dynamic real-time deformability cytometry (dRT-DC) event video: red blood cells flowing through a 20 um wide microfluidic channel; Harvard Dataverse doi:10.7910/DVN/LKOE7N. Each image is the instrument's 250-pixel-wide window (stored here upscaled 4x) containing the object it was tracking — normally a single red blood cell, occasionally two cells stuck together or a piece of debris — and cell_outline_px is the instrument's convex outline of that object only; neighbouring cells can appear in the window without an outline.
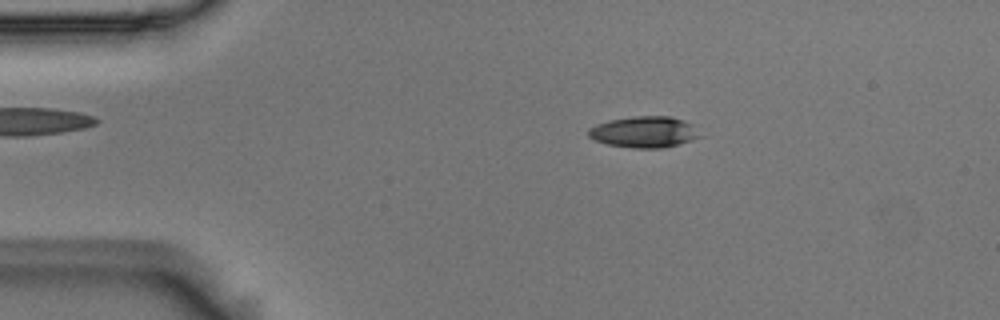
{"species": "Egyptian fruit bat (a non-hibernating species)", "species_latin": "Rousettus aegyptiacus", "temperature_condition": "room temperature", "stored_images_in_passage": 40, "camera_frame_rate_fps": 3000, "um_per_image_px": 0.085, "animal": {"sex": "male"}, "frame": {"image": 1, "passage_image": 2, "time_ms": 0.333, "image_size_px": [1000, 320], "cell_outline_px": [[704, 136], [664, 148], [632, 148], [608, 144], [596, 140], [588, 136], [588, 128], [596, 124], [608, 120], [632, 116], [672, 116], [684, 120], [692, 124]], "centroid_in_image_um": [54.78, 11.21], "position_along_channel_um": 30.2, "area_um2": 20.46}}
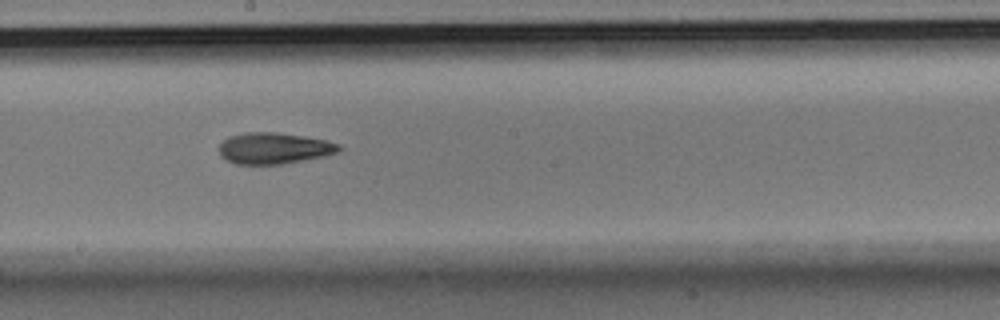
{"frame": {"image": 2, "passage_image": 22, "time_ms": 7.0, "image_size_px": [1000, 320], "cell_outline_px": [[344, 148], [336, 152], [324, 156], [280, 164], [236, 164], [224, 160], [220, 156], [220, 144], [228, 136], [244, 132], [276, 132], [304, 136], [324, 140], [340, 144]], "centroid_in_image_um": [23.26, 12.59], "position_along_channel_um": 224.9, "area_um2": 21.85}}
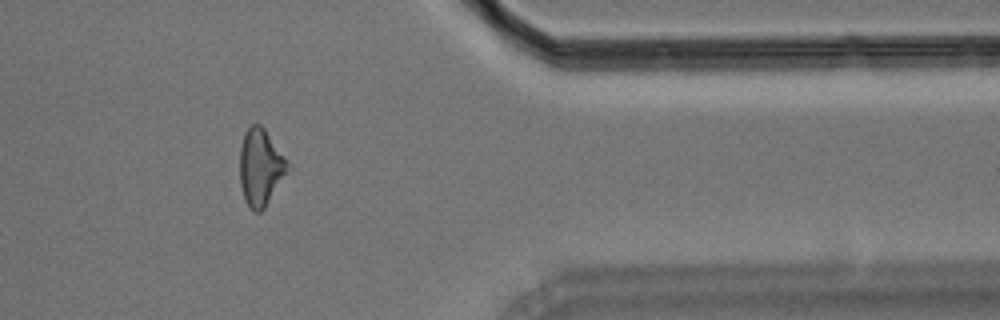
{"frame": {"image": 3, "passage_image": 37, "time_ms": 12.0, "image_size_px": [1000, 320], "cell_outline_px": [[292, 168], [264, 208], [260, 212], [256, 212], [248, 208], [244, 200], [240, 184], [240, 148], [244, 132], [252, 124], [260, 124], [264, 128], [284, 156]], "centroid_in_image_um": [22.15, 14.25], "position_along_channel_um": 389.2, "area_um2": 21.68}, "authors_computed_cell_mechanics": {"area_um2": 21.2704, "velocity_mm_per_s": 3.6648, "shape_relaxation_time_tau1_ms": null, "shape_relaxation_time_tau2_ms": 4.8925, "deformation_change_tau1": null, "deformation_change_tau2": 0.1562}}